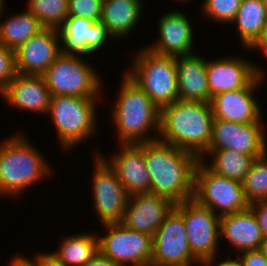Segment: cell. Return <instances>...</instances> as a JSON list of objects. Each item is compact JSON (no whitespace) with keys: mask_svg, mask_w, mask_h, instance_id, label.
Here are the masks:
<instances>
[{"mask_svg":"<svg viewBox=\"0 0 267 266\" xmlns=\"http://www.w3.org/2000/svg\"><path fill=\"white\" fill-rule=\"evenodd\" d=\"M144 143V159L150 175V193L173 204L193 199L195 154L159 141Z\"/></svg>","mask_w":267,"mask_h":266,"instance_id":"cell-1","label":"cell"},{"mask_svg":"<svg viewBox=\"0 0 267 266\" xmlns=\"http://www.w3.org/2000/svg\"><path fill=\"white\" fill-rule=\"evenodd\" d=\"M95 235L79 234L65 238L56 253H52L64 266H84L98 250Z\"/></svg>","mask_w":267,"mask_h":266,"instance_id":"cell-28","label":"cell"},{"mask_svg":"<svg viewBox=\"0 0 267 266\" xmlns=\"http://www.w3.org/2000/svg\"><path fill=\"white\" fill-rule=\"evenodd\" d=\"M212 154L210 170L218 175L243 182L245 176L251 168L253 161L263 155H247L232 150H207Z\"/></svg>","mask_w":267,"mask_h":266,"instance_id":"cell-27","label":"cell"},{"mask_svg":"<svg viewBox=\"0 0 267 266\" xmlns=\"http://www.w3.org/2000/svg\"><path fill=\"white\" fill-rule=\"evenodd\" d=\"M179 99L210 103L207 61L198 55L175 57Z\"/></svg>","mask_w":267,"mask_h":266,"instance_id":"cell-22","label":"cell"},{"mask_svg":"<svg viewBox=\"0 0 267 266\" xmlns=\"http://www.w3.org/2000/svg\"><path fill=\"white\" fill-rule=\"evenodd\" d=\"M242 0H205L203 11L216 21L233 22Z\"/></svg>","mask_w":267,"mask_h":266,"instance_id":"cell-31","label":"cell"},{"mask_svg":"<svg viewBox=\"0 0 267 266\" xmlns=\"http://www.w3.org/2000/svg\"><path fill=\"white\" fill-rule=\"evenodd\" d=\"M95 98L51 96L48 113L63 147L69 149L87 139L96 127Z\"/></svg>","mask_w":267,"mask_h":266,"instance_id":"cell-7","label":"cell"},{"mask_svg":"<svg viewBox=\"0 0 267 266\" xmlns=\"http://www.w3.org/2000/svg\"><path fill=\"white\" fill-rule=\"evenodd\" d=\"M141 3L127 0H102L101 22L111 36H125L141 16Z\"/></svg>","mask_w":267,"mask_h":266,"instance_id":"cell-24","label":"cell"},{"mask_svg":"<svg viewBox=\"0 0 267 266\" xmlns=\"http://www.w3.org/2000/svg\"><path fill=\"white\" fill-rule=\"evenodd\" d=\"M127 1H130V2H139V3H141L140 0H127Z\"/></svg>","mask_w":267,"mask_h":266,"instance_id":"cell-45","label":"cell"},{"mask_svg":"<svg viewBox=\"0 0 267 266\" xmlns=\"http://www.w3.org/2000/svg\"><path fill=\"white\" fill-rule=\"evenodd\" d=\"M174 208L183 216L192 254L200 262L213 261L220 235V215L194 199L177 203Z\"/></svg>","mask_w":267,"mask_h":266,"instance_id":"cell-9","label":"cell"},{"mask_svg":"<svg viewBox=\"0 0 267 266\" xmlns=\"http://www.w3.org/2000/svg\"><path fill=\"white\" fill-rule=\"evenodd\" d=\"M233 21L238 24L242 45L248 48L267 22V7L261 0H242Z\"/></svg>","mask_w":267,"mask_h":266,"instance_id":"cell-25","label":"cell"},{"mask_svg":"<svg viewBox=\"0 0 267 266\" xmlns=\"http://www.w3.org/2000/svg\"><path fill=\"white\" fill-rule=\"evenodd\" d=\"M134 61L133 69L125 75L134 81L160 110L179 99L175 57L158 55L145 47L136 55Z\"/></svg>","mask_w":267,"mask_h":266,"instance_id":"cell-5","label":"cell"},{"mask_svg":"<svg viewBox=\"0 0 267 266\" xmlns=\"http://www.w3.org/2000/svg\"><path fill=\"white\" fill-rule=\"evenodd\" d=\"M121 152L108 163L128 195L150 192V175L144 159V143L122 144Z\"/></svg>","mask_w":267,"mask_h":266,"instance_id":"cell-19","label":"cell"},{"mask_svg":"<svg viewBox=\"0 0 267 266\" xmlns=\"http://www.w3.org/2000/svg\"><path fill=\"white\" fill-rule=\"evenodd\" d=\"M242 187L250 203L267 200V153L253 161Z\"/></svg>","mask_w":267,"mask_h":266,"instance_id":"cell-30","label":"cell"},{"mask_svg":"<svg viewBox=\"0 0 267 266\" xmlns=\"http://www.w3.org/2000/svg\"><path fill=\"white\" fill-rule=\"evenodd\" d=\"M263 236H267V200H259L250 204Z\"/></svg>","mask_w":267,"mask_h":266,"instance_id":"cell-35","label":"cell"},{"mask_svg":"<svg viewBox=\"0 0 267 266\" xmlns=\"http://www.w3.org/2000/svg\"><path fill=\"white\" fill-rule=\"evenodd\" d=\"M42 29L40 21L28 10L0 24V43L15 51Z\"/></svg>","mask_w":267,"mask_h":266,"instance_id":"cell-26","label":"cell"},{"mask_svg":"<svg viewBox=\"0 0 267 266\" xmlns=\"http://www.w3.org/2000/svg\"><path fill=\"white\" fill-rule=\"evenodd\" d=\"M238 260H234L239 266H267V257L260 250L244 251Z\"/></svg>","mask_w":267,"mask_h":266,"instance_id":"cell-34","label":"cell"},{"mask_svg":"<svg viewBox=\"0 0 267 266\" xmlns=\"http://www.w3.org/2000/svg\"><path fill=\"white\" fill-rule=\"evenodd\" d=\"M203 160H199L195 168L193 199L214 213L220 209V217L248 210L251 203L246 198L242 182L216 174L204 165Z\"/></svg>","mask_w":267,"mask_h":266,"instance_id":"cell-6","label":"cell"},{"mask_svg":"<svg viewBox=\"0 0 267 266\" xmlns=\"http://www.w3.org/2000/svg\"><path fill=\"white\" fill-rule=\"evenodd\" d=\"M107 235L98 239V250L113 262L145 266L152 260L153 237L125 227L122 223L103 224Z\"/></svg>","mask_w":267,"mask_h":266,"instance_id":"cell-10","label":"cell"},{"mask_svg":"<svg viewBox=\"0 0 267 266\" xmlns=\"http://www.w3.org/2000/svg\"><path fill=\"white\" fill-rule=\"evenodd\" d=\"M112 114L123 144H139L158 140L146 137L150 127L160 130V109L127 75Z\"/></svg>","mask_w":267,"mask_h":266,"instance_id":"cell-3","label":"cell"},{"mask_svg":"<svg viewBox=\"0 0 267 266\" xmlns=\"http://www.w3.org/2000/svg\"><path fill=\"white\" fill-rule=\"evenodd\" d=\"M252 63L239 58L207 62L210 97L247 87L261 72Z\"/></svg>","mask_w":267,"mask_h":266,"instance_id":"cell-18","label":"cell"},{"mask_svg":"<svg viewBox=\"0 0 267 266\" xmlns=\"http://www.w3.org/2000/svg\"><path fill=\"white\" fill-rule=\"evenodd\" d=\"M28 10L44 28L60 27L69 16L68 0H28Z\"/></svg>","mask_w":267,"mask_h":266,"instance_id":"cell-29","label":"cell"},{"mask_svg":"<svg viewBox=\"0 0 267 266\" xmlns=\"http://www.w3.org/2000/svg\"><path fill=\"white\" fill-rule=\"evenodd\" d=\"M16 74L14 50L0 43V92L13 80Z\"/></svg>","mask_w":267,"mask_h":266,"instance_id":"cell-33","label":"cell"},{"mask_svg":"<svg viewBox=\"0 0 267 266\" xmlns=\"http://www.w3.org/2000/svg\"><path fill=\"white\" fill-rule=\"evenodd\" d=\"M260 49L264 51L267 57V22L261 30L259 36L254 40V42L247 49Z\"/></svg>","mask_w":267,"mask_h":266,"instance_id":"cell-38","label":"cell"},{"mask_svg":"<svg viewBox=\"0 0 267 266\" xmlns=\"http://www.w3.org/2000/svg\"><path fill=\"white\" fill-rule=\"evenodd\" d=\"M219 231L240 252L259 250L264 237L250 208L221 216Z\"/></svg>","mask_w":267,"mask_h":266,"instance_id":"cell-23","label":"cell"},{"mask_svg":"<svg viewBox=\"0 0 267 266\" xmlns=\"http://www.w3.org/2000/svg\"><path fill=\"white\" fill-rule=\"evenodd\" d=\"M160 40L147 47L153 53L162 56H184L192 52L193 34L190 22L183 13L172 11L159 20Z\"/></svg>","mask_w":267,"mask_h":266,"instance_id":"cell-21","label":"cell"},{"mask_svg":"<svg viewBox=\"0 0 267 266\" xmlns=\"http://www.w3.org/2000/svg\"><path fill=\"white\" fill-rule=\"evenodd\" d=\"M11 266H27L19 257L11 261Z\"/></svg>","mask_w":267,"mask_h":266,"instance_id":"cell-42","label":"cell"},{"mask_svg":"<svg viewBox=\"0 0 267 266\" xmlns=\"http://www.w3.org/2000/svg\"><path fill=\"white\" fill-rule=\"evenodd\" d=\"M84 266H121V265L113 262L110 258L104 256L100 251H97L96 254Z\"/></svg>","mask_w":267,"mask_h":266,"instance_id":"cell-37","label":"cell"},{"mask_svg":"<svg viewBox=\"0 0 267 266\" xmlns=\"http://www.w3.org/2000/svg\"><path fill=\"white\" fill-rule=\"evenodd\" d=\"M102 0H68L69 16L85 17L94 22L101 20Z\"/></svg>","mask_w":267,"mask_h":266,"instance_id":"cell-32","label":"cell"},{"mask_svg":"<svg viewBox=\"0 0 267 266\" xmlns=\"http://www.w3.org/2000/svg\"><path fill=\"white\" fill-rule=\"evenodd\" d=\"M79 58L60 54L45 71L43 77L51 96L98 97L100 80L91 65Z\"/></svg>","mask_w":267,"mask_h":266,"instance_id":"cell-8","label":"cell"},{"mask_svg":"<svg viewBox=\"0 0 267 266\" xmlns=\"http://www.w3.org/2000/svg\"><path fill=\"white\" fill-rule=\"evenodd\" d=\"M259 250L267 257V236L263 237Z\"/></svg>","mask_w":267,"mask_h":266,"instance_id":"cell-41","label":"cell"},{"mask_svg":"<svg viewBox=\"0 0 267 266\" xmlns=\"http://www.w3.org/2000/svg\"><path fill=\"white\" fill-rule=\"evenodd\" d=\"M0 93L4 100L17 108L41 113L49 110L51 94L43 75L17 73Z\"/></svg>","mask_w":267,"mask_h":266,"instance_id":"cell-20","label":"cell"},{"mask_svg":"<svg viewBox=\"0 0 267 266\" xmlns=\"http://www.w3.org/2000/svg\"><path fill=\"white\" fill-rule=\"evenodd\" d=\"M212 263L213 261H204V262H201L202 265H205V266H212ZM217 266H239L234 260L232 259H228L226 261H223L221 262L220 264H218Z\"/></svg>","mask_w":267,"mask_h":266,"instance_id":"cell-39","label":"cell"},{"mask_svg":"<svg viewBox=\"0 0 267 266\" xmlns=\"http://www.w3.org/2000/svg\"><path fill=\"white\" fill-rule=\"evenodd\" d=\"M3 4H4L3 0H0V14L2 13V9L4 8Z\"/></svg>","mask_w":267,"mask_h":266,"instance_id":"cell-43","label":"cell"},{"mask_svg":"<svg viewBox=\"0 0 267 266\" xmlns=\"http://www.w3.org/2000/svg\"><path fill=\"white\" fill-rule=\"evenodd\" d=\"M262 72L245 88L225 91L211 97L210 105L215 119L235 123L261 122V111L253 98V90L262 80Z\"/></svg>","mask_w":267,"mask_h":266,"instance_id":"cell-17","label":"cell"},{"mask_svg":"<svg viewBox=\"0 0 267 266\" xmlns=\"http://www.w3.org/2000/svg\"><path fill=\"white\" fill-rule=\"evenodd\" d=\"M261 2L267 7V0H261Z\"/></svg>","mask_w":267,"mask_h":266,"instance_id":"cell-44","label":"cell"},{"mask_svg":"<svg viewBox=\"0 0 267 266\" xmlns=\"http://www.w3.org/2000/svg\"><path fill=\"white\" fill-rule=\"evenodd\" d=\"M19 257L27 266H64L52 253L51 254H40L36 261H31L25 257Z\"/></svg>","mask_w":267,"mask_h":266,"instance_id":"cell-36","label":"cell"},{"mask_svg":"<svg viewBox=\"0 0 267 266\" xmlns=\"http://www.w3.org/2000/svg\"><path fill=\"white\" fill-rule=\"evenodd\" d=\"M104 159L99 154L95 160L96 169L93 175L95 210L103 224L121 223L129 195L115 170Z\"/></svg>","mask_w":267,"mask_h":266,"instance_id":"cell-11","label":"cell"},{"mask_svg":"<svg viewBox=\"0 0 267 266\" xmlns=\"http://www.w3.org/2000/svg\"><path fill=\"white\" fill-rule=\"evenodd\" d=\"M58 36L57 29L44 28L19 46L14 51L17 73L43 75L61 54Z\"/></svg>","mask_w":267,"mask_h":266,"instance_id":"cell-14","label":"cell"},{"mask_svg":"<svg viewBox=\"0 0 267 266\" xmlns=\"http://www.w3.org/2000/svg\"><path fill=\"white\" fill-rule=\"evenodd\" d=\"M48 166L38 150L21 135L6 140L0 146V194L22 193L23 189L47 176Z\"/></svg>","mask_w":267,"mask_h":266,"instance_id":"cell-4","label":"cell"},{"mask_svg":"<svg viewBox=\"0 0 267 266\" xmlns=\"http://www.w3.org/2000/svg\"><path fill=\"white\" fill-rule=\"evenodd\" d=\"M210 103L178 99L160 110L159 141L195 154L202 160L212 138Z\"/></svg>","mask_w":267,"mask_h":266,"instance_id":"cell-2","label":"cell"},{"mask_svg":"<svg viewBox=\"0 0 267 266\" xmlns=\"http://www.w3.org/2000/svg\"><path fill=\"white\" fill-rule=\"evenodd\" d=\"M57 28L59 38L64 43L61 54L75 56L96 52L111 35L101 22H94L85 17L68 16ZM60 31V32H59ZM76 53V54H75Z\"/></svg>","mask_w":267,"mask_h":266,"instance_id":"cell-16","label":"cell"},{"mask_svg":"<svg viewBox=\"0 0 267 266\" xmlns=\"http://www.w3.org/2000/svg\"><path fill=\"white\" fill-rule=\"evenodd\" d=\"M145 266H186V265H178V264H172V263H162V262L150 261Z\"/></svg>","mask_w":267,"mask_h":266,"instance_id":"cell-40","label":"cell"},{"mask_svg":"<svg viewBox=\"0 0 267 266\" xmlns=\"http://www.w3.org/2000/svg\"><path fill=\"white\" fill-rule=\"evenodd\" d=\"M174 205L166 197L150 192L130 195L121 223L153 237Z\"/></svg>","mask_w":267,"mask_h":266,"instance_id":"cell-15","label":"cell"},{"mask_svg":"<svg viewBox=\"0 0 267 266\" xmlns=\"http://www.w3.org/2000/svg\"><path fill=\"white\" fill-rule=\"evenodd\" d=\"M151 261L186 266H191V261L201 264L190 250L183 216L174 207L153 236Z\"/></svg>","mask_w":267,"mask_h":266,"instance_id":"cell-12","label":"cell"},{"mask_svg":"<svg viewBox=\"0 0 267 266\" xmlns=\"http://www.w3.org/2000/svg\"><path fill=\"white\" fill-rule=\"evenodd\" d=\"M261 127V122L235 123L214 118L208 150L226 149L247 155H265L267 147Z\"/></svg>","mask_w":267,"mask_h":266,"instance_id":"cell-13","label":"cell"}]
</instances>
